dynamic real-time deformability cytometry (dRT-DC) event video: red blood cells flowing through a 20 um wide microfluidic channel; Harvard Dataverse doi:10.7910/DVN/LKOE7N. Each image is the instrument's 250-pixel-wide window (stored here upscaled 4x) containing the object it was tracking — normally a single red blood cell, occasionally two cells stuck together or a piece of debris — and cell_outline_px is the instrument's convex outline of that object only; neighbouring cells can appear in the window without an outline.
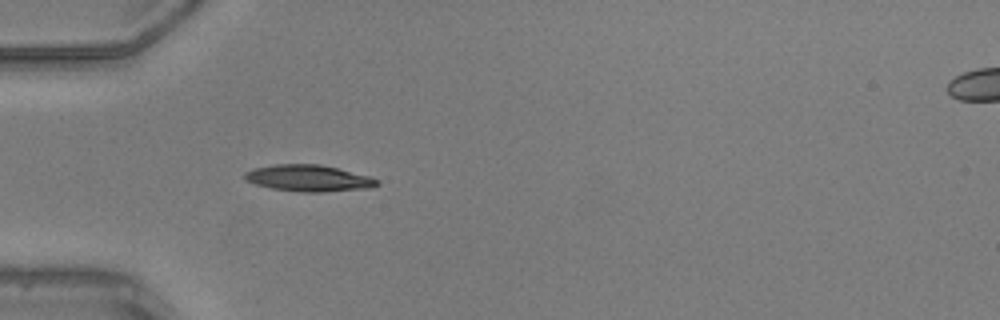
{"species": "common noctule bat (a hibernating species)", "species_latin": "Nyctalus noctula", "temperature_condition": "warm", "stored_images_in_passage": 49, "camera_frame_rate_fps": 3000, "um_per_image_px": 0.085, "animal": {"sex": "male", "body_mass_g": 20.5, "forearm_length_mm": 52.5}, "frame": {"image": 1, "passage_image": 16, "time_ms": 5.0, "image_size_px": [1000, 320], "cell_outline_px": [[380, 184], [372, 188], [320, 192], [300, 192], [272, 188], [256, 184], [244, 180], [244, 172], [252, 168], [272, 164], [320, 164], [372, 176], [380, 180]], "centroid_in_image_um": [26.26, 15.14], "position_along_channel_um": 58.7, "area_um2": 20.75}}
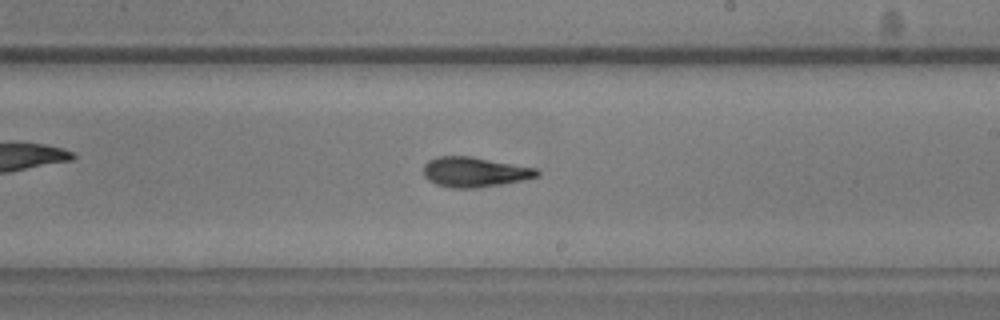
{"frame": {"image": 2, "passage_image": 30, "time_ms": 9.667, "image_size_px": [1000, 320], "cell_outline_px": [[540, 176], [524, 180], [504, 184], [476, 188], [452, 188], [436, 184], [428, 180], [424, 176], [424, 164], [428, 160], [436, 156], [472, 156], [536, 168], [540, 172]], "centroid_in_image_um": [40.35, 14.62], "position_along_channel_um": 248.7, "area_um2": 20.06}}
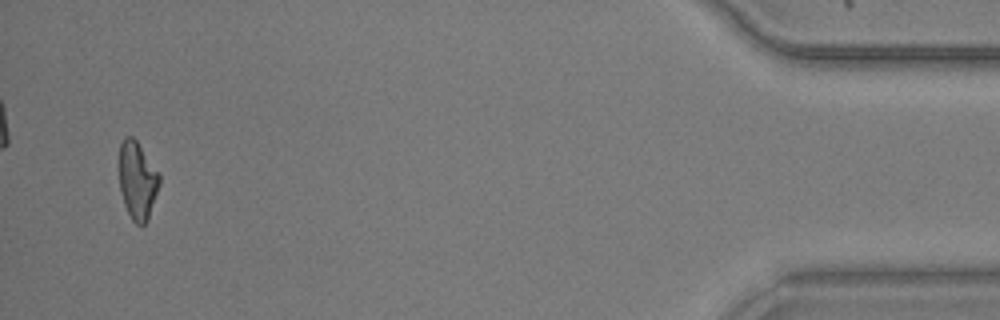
{"frame": {"image": 3, "passage_image": 48, "time_ms": 15.667, "image_size_px": [1000, 320], "cell_outline_px": [[160, 184], [148, 220], [140, 228], [132, 220], [124, 204], [120, 192], [116, 168], [120, 144], [124, 136], [132, 136], [136, 140], [160, 176]], "centroid_in_image_um": [11.62, 15.34], "position_along_channel_um": 423.6, "area_um2": 18.79}, "authors_computed_cell_mechanics": {"area_um2": 18.785, "velocity_mm_per_s": 4.1816, "shape_relaxation_time_tau1_ms": 4.4814, "shape_relaxation_time_tau2_ms": 2.5506, "deformation_change_tau1": 0.1809, "deformation_change_tau2": 0.1087}}